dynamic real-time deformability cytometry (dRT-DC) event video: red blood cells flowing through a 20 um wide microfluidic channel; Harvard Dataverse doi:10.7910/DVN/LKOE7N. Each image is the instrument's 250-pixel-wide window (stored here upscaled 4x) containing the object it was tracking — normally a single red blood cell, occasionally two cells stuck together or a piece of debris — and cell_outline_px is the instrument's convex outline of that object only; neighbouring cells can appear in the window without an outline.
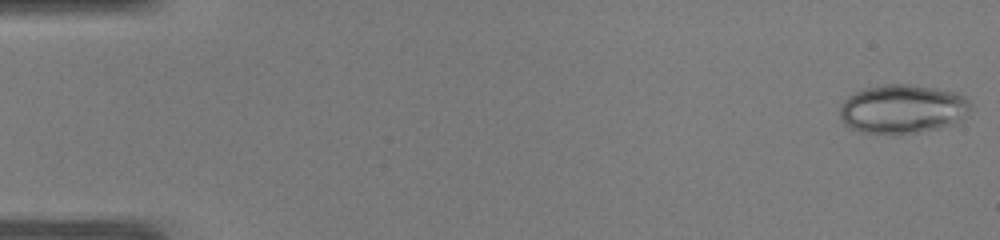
{"species": "common noctule bat (a hibernating species)", "species_latin": "Nyctalus noctula", "temperature_condition": "warm", "stored_images_in_passage": 49, "camera_frame_rate_fps": 3000, "um_per_image_px": 0.085, "animal": {"sex": "male", "body_mass_g": 19.0, "forearm_length_mm": 50.8}, "frame": {"image": 1, "passage_image": 1, "time_ms": 0.0, "image_size_px": [1000, 240], "cell_outline_px": [[972, 108], [964, 120], [956, 124], [940, 128], [900, 136], [892, 136], [860, 132], [844, 124], [840, 120], [840, 104], [848, 96], [864, 88], [884, 84], [908, 84], [956, 92], [964, 96], [972, 104]], "centroid_in_image_um": [76.74, 9.31], "position_along_channel_um": 8.3, "area_um2": 38.38}}
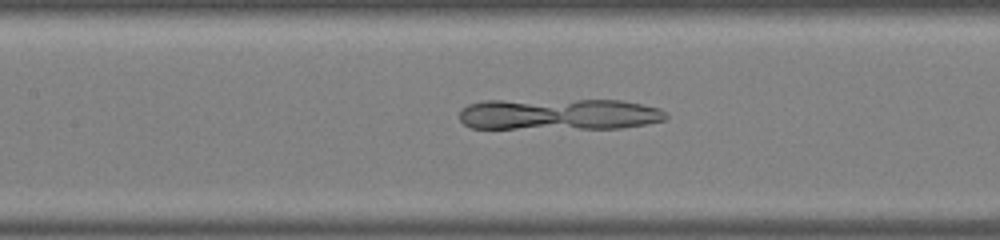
{"frame": {"image": 2, "passage_image": 23, "time_ms": 7.333, "image_size_px": [1000, 240], "cell_outline_px": [[668, 116], [664, 120], [644, 124], [620, 128], [472, 128], [464, 124], [460, 120], [460, 108], [468, 104], [484, 100], [620, 100], [660, 108]], "centroid_in_image_um": [47.46, 9.7], "position_along_channel_um": 159.9, "area_um2": 37.86}}
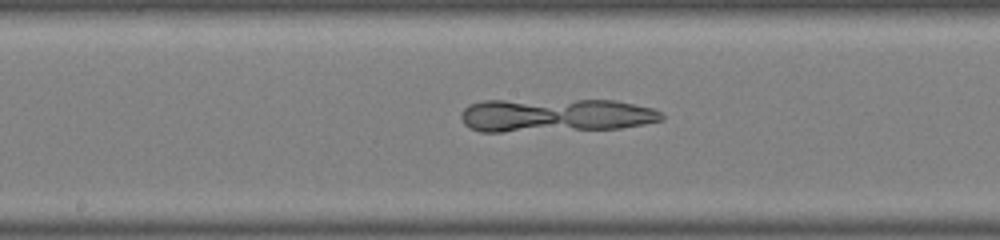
{"frame": {"image": 3, "passage_image": 26, "time_ms": 8.333, "image_size_px": [1000, 240], "cell_outline_px": [[664, 120], [644, 124], [620, 128], [500, 132], [480, 132], [468, 128], [464, 124], [460, 116], [460, 112], [468, 104], [484, 100], [616, 100], [652, 108], [660, 112], [664, 116]], "centroid_in_image_um": [47.16, 9.8], "position_along_channel_um": 201.0, "area_um2": 39.54}}